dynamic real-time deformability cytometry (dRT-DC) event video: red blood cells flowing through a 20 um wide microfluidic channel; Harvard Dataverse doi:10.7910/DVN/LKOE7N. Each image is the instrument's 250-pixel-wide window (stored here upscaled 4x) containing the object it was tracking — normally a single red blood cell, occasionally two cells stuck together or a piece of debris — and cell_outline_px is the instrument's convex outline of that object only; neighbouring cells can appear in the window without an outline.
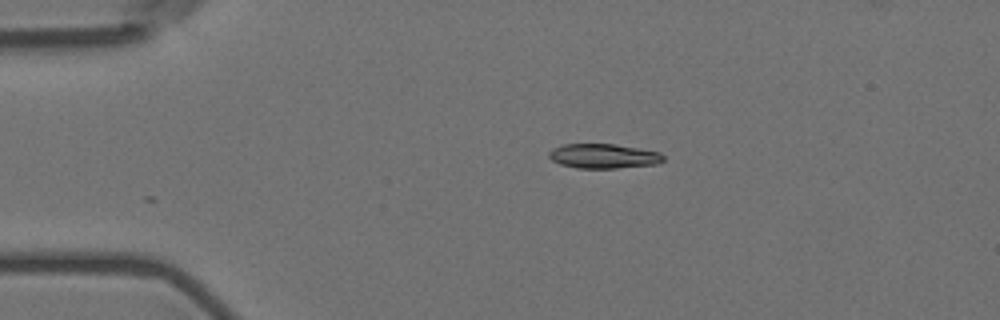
{"species": "Egyptian fruit bat (a non-hibernating species)", "species_latin": "Rousettus aegyptiacus", "temperature_condition": "room temperature", "stored_images_in_passage": 46, "camera_frame_rate_fps": 3000, "um_per_image_px": 0.085, "animal": {"sex": "female"}, "frame": {"image": 1, "passage_image": 1, "time_ms": 0.0, "image_size_px": [1000, 320], "cell_outline_px": [[664, 160], [660, 164], [616, 168], [576, 168], [560, 164], [552, 160], [548, 156], [548, 152], [552, 148], [564, 144], [616, 144], [640, 148], [660, 152], [664, 156]], "centroid_in_image_um": [51.32, 13.26], "position_along_channel_um": 33.7, "area_um2": 16.59}}
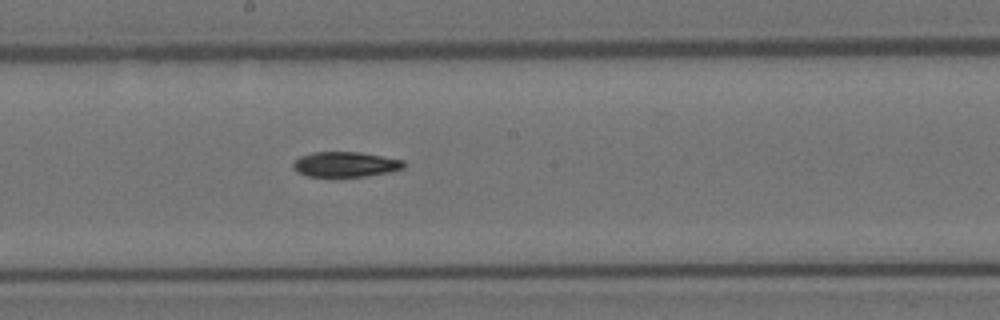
{"frame": {"image": 2, "passage_image": 20, "time_ms": 6.333, "image_size_px": [1000, 320], "cell_outline_px": [[404, 168], [388, 172], [364, 176], [308, 176], [296, 172], [292, 168], [292, 164], [300, 156], [312, 152], [360, 152], [404, 160]], "centroid_in_image_um": [29.33, 13.96], "position_along_channel_um": 218.9, "area_um2": 16.13}}
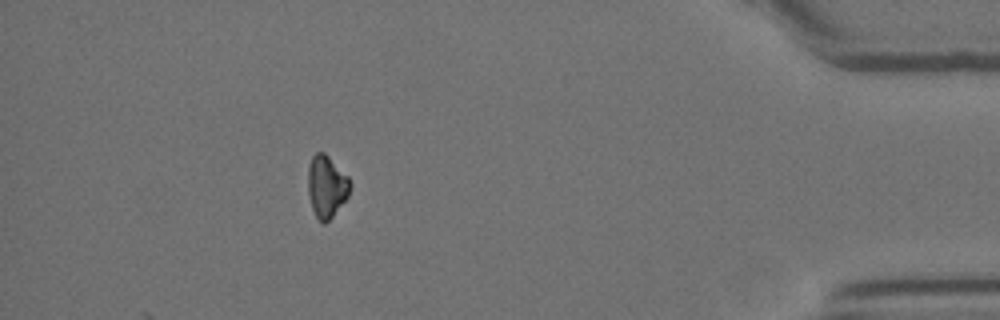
{"frame": {"image": 3, "passage_image": 40, "time_ms": 13.0, "image_size_px": [1000, 320], "cell_outline_px": [[352, 184], [348, 196], [332, 216], [324, 224], [316, 216], [312, 208], [308, 196], [308, 164], [312, 156], [316, 152], [324, 152], [348, 176]], "centroid_in_image_um": [27.75, 15.82], "position_along_channel_um": 407.5, "area_um2": 15.2}, "authors_computed_cell_mechanics": {"area_um2": 16.4441, "velocity_mm_per_s": 3.6015, "shape_relaxation_time_tau1_ms": 4.9768, "shape_relaxation_time_tau2_ms": null, "deformation_change_tau1": 0.1671, "deformation_change_tau2": null}}